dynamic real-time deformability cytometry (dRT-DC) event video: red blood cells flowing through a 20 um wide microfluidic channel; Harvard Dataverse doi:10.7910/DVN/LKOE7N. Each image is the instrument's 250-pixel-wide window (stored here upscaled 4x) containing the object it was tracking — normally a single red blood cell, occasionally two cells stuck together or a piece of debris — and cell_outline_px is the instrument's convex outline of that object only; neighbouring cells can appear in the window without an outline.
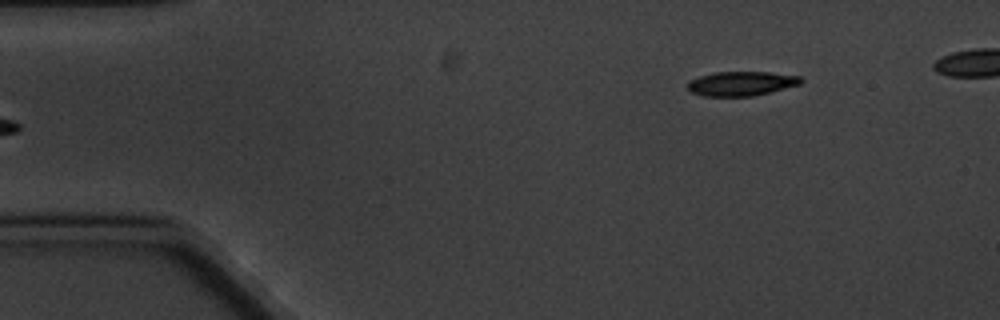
{"species": "common noctule bat (a hibernating species)", "species_latin": "Nyctalus noctula", "temperature_condition": "cold", "stored_images_in_passage": 6, "camera_frame_rate_fps": 3000, "um_per_image_px": 0.085, "animal": {"sex": "male", "body_mass_g": 20.1, "forearm_length_mm": 53.5}, "frame": {"image": 1, "passage_image": 6, "time_ms": 6.0, "image_size_px": [1000, 320], "cell_outline_px": [[804, 80], [800, 84], [752, 96], [704, 96], [692, 92], [688, 88], [688, 80], [700, 76], [716, 72], [768, 72], [800, 76]], "centroid_in_image_um": [63.0, 7.09], "position_along_channel_um": 22.0, "area_um2": 15.9}}